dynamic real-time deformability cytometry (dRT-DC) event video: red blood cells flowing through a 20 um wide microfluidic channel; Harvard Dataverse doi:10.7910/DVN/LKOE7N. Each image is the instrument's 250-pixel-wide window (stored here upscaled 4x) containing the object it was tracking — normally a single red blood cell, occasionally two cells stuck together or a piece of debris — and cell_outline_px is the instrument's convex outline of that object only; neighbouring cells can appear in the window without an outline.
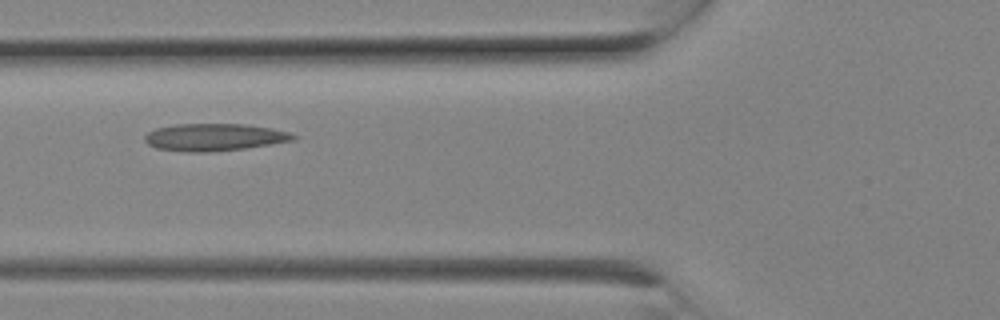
{"species": "Egyptian fruit bat (a non-hibernating species)", "species_latin": "Rousettus aegyptiacus", "temperature_condition": "room temperature", "stored_images_in_passage": 8, "camera_frame_rate_fps": 3000, "um_per_image_px": 0.085, "animal": {"sex": "female"}, "frame": {"image": 1, "passage_image": 7, "time_ms": 2.0, "image_size_px": [1000, 320], "cell_outline_px": [[296, 140], [244, 148], [208, 152], [184, 152], [156, 148], [148, 144], [144, 140], [144, 136], [148, 132], [156, 128], [176, 124], [244, 124], [272, 128], [288, 132], [296, 136]], "centroid_in_image_um": [18.19, 11.66], "position_along_channel_um": 107.6, "area_um2": 23.58}}
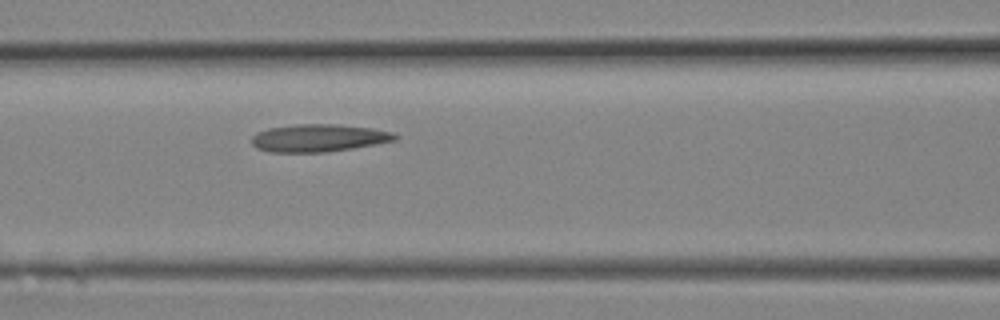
{"frame": {"image": 2, "passage_image": 8, "time_ms": 2.333, "image_size_px": [1000, 320], "cell_outline_px": [[400, 136], [396, 140], [376, 144], [328, 152], [268, 152], [256, 148], [252, 144], [252, 136], [256, 132], [268, 128], [296, 124], [336, 124], [372, 128], [392, 132]], "centroid_in_image_um": [27.07, 11.73], "position_along_channel_um": 139.5, "area_um2": 23.18}}